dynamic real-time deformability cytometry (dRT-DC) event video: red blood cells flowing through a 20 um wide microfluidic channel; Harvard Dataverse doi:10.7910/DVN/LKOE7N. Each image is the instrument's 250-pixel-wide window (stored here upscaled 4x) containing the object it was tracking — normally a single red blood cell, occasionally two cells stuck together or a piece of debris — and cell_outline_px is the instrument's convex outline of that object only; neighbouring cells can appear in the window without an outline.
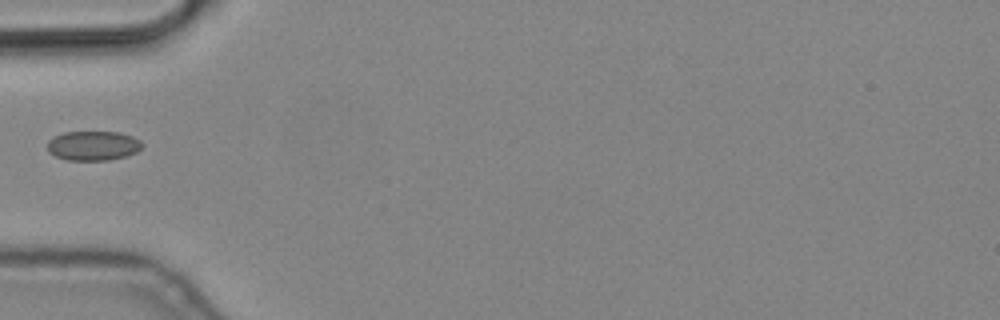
{"species": "common noctule bat (a hibernating species)", "species_latin": "Nyctalus noctula", "temperature_condition": "cold", "stored_images_in_passage": 1, "camera_frame_rate_fps": 3000, "um_per_image_px": 0.085, "animal": {"sex": "male", "body_mass_g": 19.2, "forearm_length_mm": 51.8}, "frame": {"image": 1, "passage_image": 1, "time_ms": 0.0, "image_size_px": [1000, 320], "cell_outline_px": [[144, 144], [136, 152], [124, 156], [108, 160], [68, 160], [56, 156], [48, 152], [48, 140], [52, 136], [64, 132], [120, 132], [132, 136], [140, 140]], "centroid_in_image_um": [7.9, 12.37], "position_along_channel_um": 77.1, "area_um2": 16.3}}